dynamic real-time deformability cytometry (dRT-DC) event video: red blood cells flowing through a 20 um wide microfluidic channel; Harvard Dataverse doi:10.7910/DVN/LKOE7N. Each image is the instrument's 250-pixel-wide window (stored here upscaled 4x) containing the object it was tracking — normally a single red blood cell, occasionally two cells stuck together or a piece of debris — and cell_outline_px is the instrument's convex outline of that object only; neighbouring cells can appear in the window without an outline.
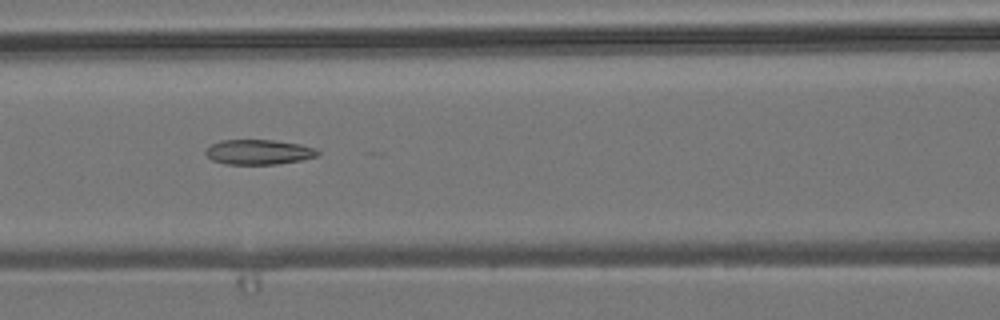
{"species": "common noctule bat (a hibernating species)", "species_latin": "Nyctalus noctula", "temperature_condition": "room temperature", "stored_images_in_passage": 39, "camera_frame_rate_fps": 3000, "um_per_image_px": 0.085, "animal": {"sex": "male", "body_mass_g": 19.2, "forearm_length_mm": 51.8}, "frame": {"image": 1, "passage_image": 9, "time_ms": 2.667, "image_size_px": [1000, 320], "cell_outline_px": [[320, 156], [300, 160], [276, 164], [228, 164], [212, 160], [204, 152], [212, 144], [220, 140], [272, 140], [300, 144], [316, 148], [320, 152]], "centroid_in_image_um": [22.02, 12.92], "position_along_channel_um": 144.6, "area_um2": 16.24}}
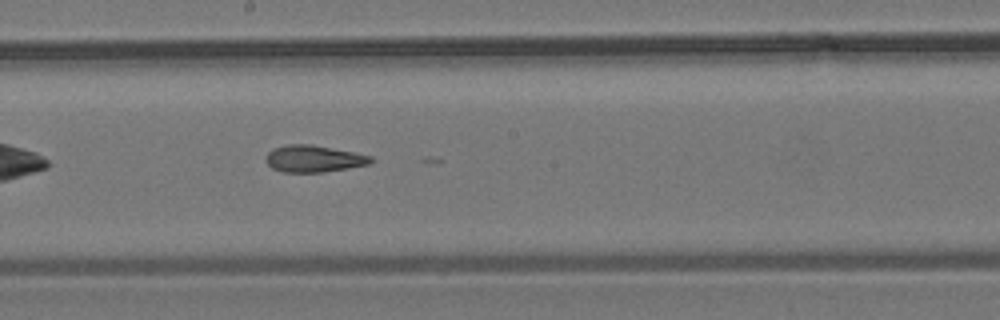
{"frame": {"image": 2, "passage_image": 15, "time_ms": 4.667, "image_size_px": [1000, 320], "cell_outline_px": [[376, 160], [372, 164], [324, 172], [284, 172], [272, 168], [264, 160], [268, 152], [276, 148], [288, 144], [312, 144], [372, 156]], "centroid_in_image_um": [26.7, 13.49], "position_along_channel_um": 221.5, "area_um2": 16.47}}
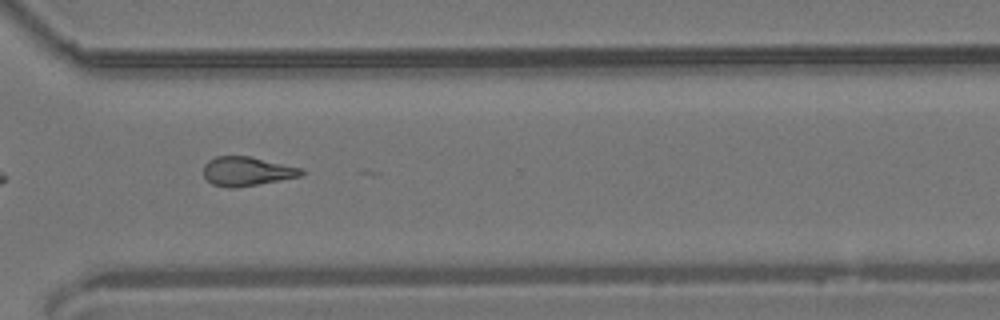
{"frame": {"image": 3, "passage_image": 25, "time_ms": 8.0, "image_size_px": [1000, 320], "cell_outline_px": [[304, 172], [300, 176], [280, 180], [236, 188], [228, 188], [212, 184], [204, 176], [204, 164], [208, 160], [216, 156], [252, 156], [304, 168]], "centroid_in_image_um": [21.0, 14.55], "position_along_channel_um": 349.6, "area_um2": 16.76}, "authors_computed_cell_mechanics": {"area_um2": 16.6464, "velocity_mm_per_s": 3.854, "shape_relaxation_time_tau1_ms": null, "shape_relaxation_time_tau2_ms": 3.7018, "deformation_change_tau1": null, "deformation_change_tau2": 0.1365}}